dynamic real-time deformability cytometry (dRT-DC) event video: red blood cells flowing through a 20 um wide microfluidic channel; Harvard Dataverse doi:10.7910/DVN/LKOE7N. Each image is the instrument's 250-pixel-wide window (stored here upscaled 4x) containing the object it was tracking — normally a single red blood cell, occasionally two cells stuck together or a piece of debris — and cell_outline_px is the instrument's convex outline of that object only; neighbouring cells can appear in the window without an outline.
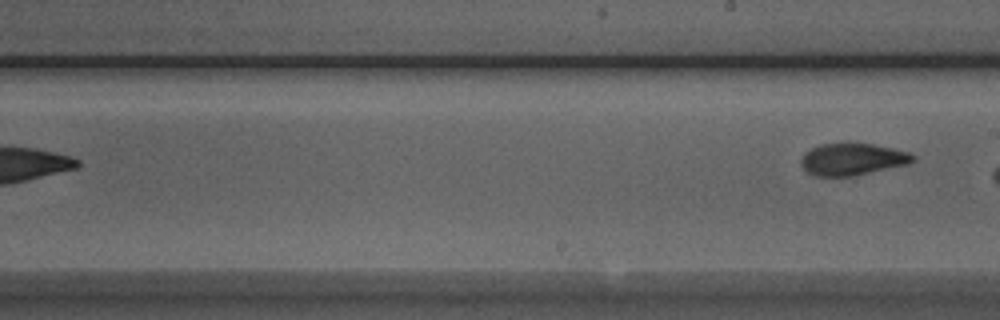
{"species": "Egyptian fruit bat (a non-hibernating species)", "species_latin": "Rousettus aegyptiacus", "temperature_condition": "room temperature", "stored_images_in_passage": 8, "segment_of_instrument_passage": [2, 2], "camera_frame_rate_fps": 3000, "um_per_image_px": 0.085, "animal": {"sex": "male"}, "frame": {"image": 1, "passage_image": 8, "time_ms": 2.333, "image_size_px": [1000, 320], "cell_outline_px": [[916, 160], [908, 164], [852, 176], [812, 176], [800, 164], [800, 156], [804, 152], [820, 144], [848, 140], [872, 144], [892, 148], [908, 152], [916, 156]], "centroid_in_image_um": [72.41, 13.49], "position_along_channel_um": 216.6, "area_um2": 21.5}}